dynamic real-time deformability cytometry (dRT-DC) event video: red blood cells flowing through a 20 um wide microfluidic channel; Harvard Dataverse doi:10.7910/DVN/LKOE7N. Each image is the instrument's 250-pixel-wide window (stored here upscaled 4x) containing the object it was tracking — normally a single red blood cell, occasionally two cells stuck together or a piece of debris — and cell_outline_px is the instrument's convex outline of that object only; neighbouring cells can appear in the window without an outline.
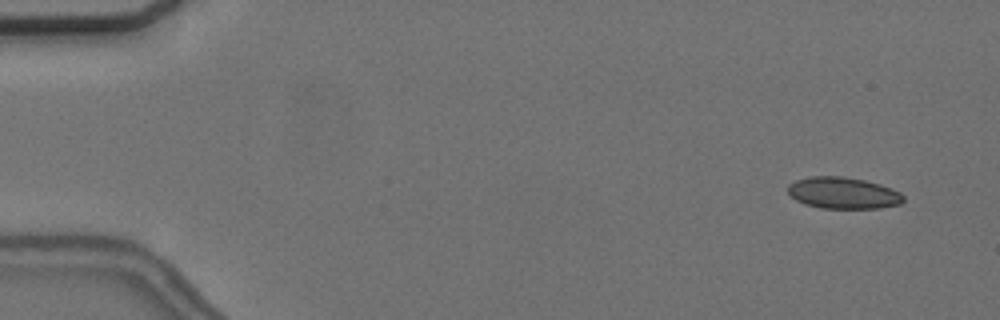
{"species": "common noctule bat (a hibernating species)", "species_latin": "Nyctalus noctula", "temperature_condition": "cold", "stored_images_in_passage": 10, "camera_frame_rate_fps": 3000, "um_per_image_px": 0.085, "animal": {"sex": "female", "body_mass_g": 24.6, "forearm_length_mm": 56.2}, "frame": {"image": 1, "passage_image": 1, "time_ms": 0.0, "image_size_px": [1000, 320], "cell_outline_px": [[904, 200], [900, 204], [880, 208], [820, 208], [804, 204], [796, 200], [788, 192], [788, 184], [796, 180], [812, 176], [844, 176], [864, 180], [880, 184], [892, 188], [900, 192], [904, 196]], "centroid_in_image_um": [71.68, 16.4], "position_along_channel_um": 13.3, "area_um2": 21.33}}
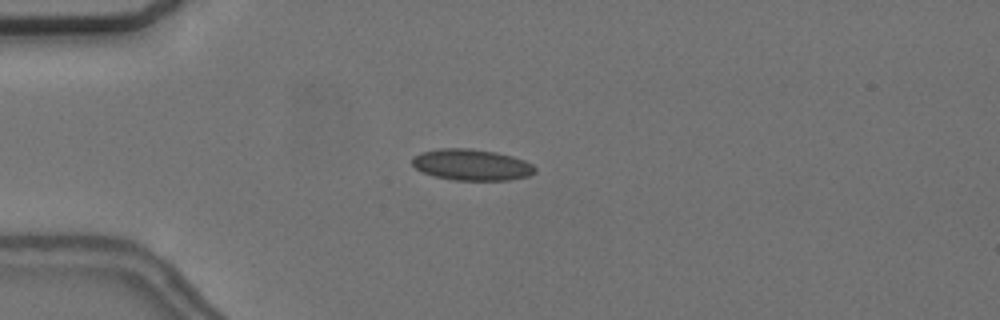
{"frame": {"image": 2, "passage_image": 4, "time_ms": 3.667, "image_size_px": [1000, 320], "cell_outline_px": [[536, 172], [528, 176], [508, 180], [452, 180], [432, 176], [416, 168], [412, 164], [412, 160], [420, 152], [440, 148], [472, 148], [496, 152], [512, 156], [524, 160], [532, 164], [536, 168]], "centroid_in_image_um": [40.1, 14.0], "position_along_channel_um": 44.9, "area_um2": 22.43}}